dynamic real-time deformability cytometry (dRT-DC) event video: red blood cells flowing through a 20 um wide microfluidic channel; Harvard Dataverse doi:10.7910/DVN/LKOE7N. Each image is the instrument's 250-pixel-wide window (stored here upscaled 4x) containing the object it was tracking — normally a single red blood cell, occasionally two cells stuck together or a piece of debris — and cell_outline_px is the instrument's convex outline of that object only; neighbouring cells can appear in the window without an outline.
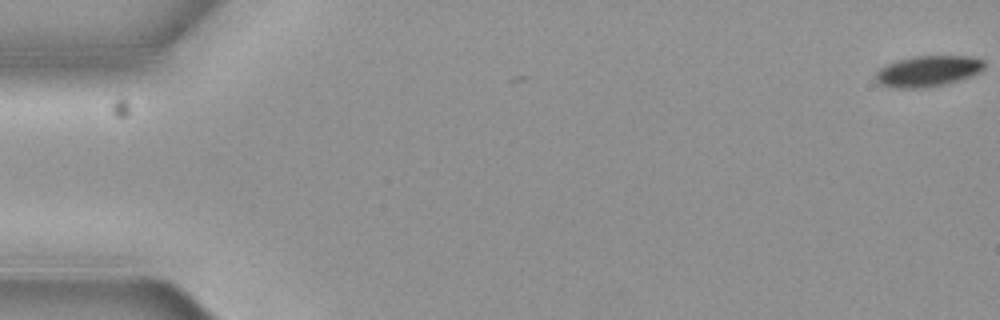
{"species": "common noctule bat (a hibernating species)", "species_latin": "Nyctalus noctula", "temperature_condition": "cold", "stored_images_in_passage": 6, "camera_frame_rate_fps": 3000, "um_per_image_px": 0.085, "animal": {"sex": "female", "body_mass_g": 19.3, "forearm_length_mm": 54.1}, "frame": {"image": 1, "passage_image": 1, "time_ms": 0.0, "image_size_px": [1000, 320], "cell_outline_px": [[984, 68], [980, 72], [972, 76], [948, 84], [928, 88], [892, 88], [880, 84], [876, 80], [876, 72], [880, 68], [896, 60], [916, 56], [968, 56], [984, 60]], "centroid_in_image_um": [78.89, 6.06], "position_along_channel_um": 6.1, "area_um2": 19.77}}